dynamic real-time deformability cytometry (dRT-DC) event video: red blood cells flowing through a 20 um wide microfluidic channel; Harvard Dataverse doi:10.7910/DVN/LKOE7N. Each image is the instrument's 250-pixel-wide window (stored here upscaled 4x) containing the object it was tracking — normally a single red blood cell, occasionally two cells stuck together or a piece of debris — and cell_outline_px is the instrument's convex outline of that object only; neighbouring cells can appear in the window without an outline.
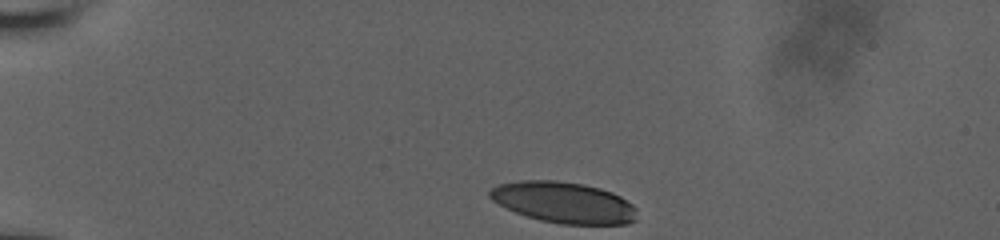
{"species": "human", "species_latin": "Homo sapiens", "temperature_condition": "room temperature", "stored_images_in_passage": 34, "camera_frame_rate_fps": 3000, "um_per_image_px": 0.085, "donor": {"sex": "male"}, "frame": {"image": 1, "passage_image": 1, "time_ms": 0.0, "image_size_px": [1000, 240], "cell_outline_px": [[636, 220], [628, 224], [560, 224], [540, 220], [516, 212], [492, 200], [488, 196], [488, 192], [492, 188], [500, 184], [520, 180], [556, 180], [584, 184], [600, 188], [612, 192], [620, 196], [632, 204], [636, 208]], "centroid_in_image_um": [47.94, 17.2], "position_along_channel_um": 37.1, "area_um2": 35.2}}
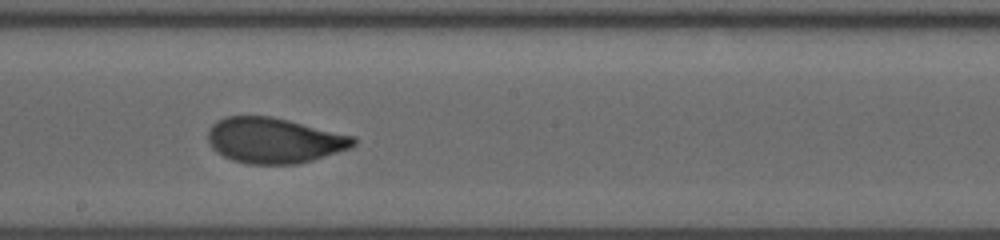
{"frame": {"image": 2, "passage_image": 20, "time_ms": 6.667, "image_size_px": [1000, 240], "cell_outline_px": [[356, 144], [348, 148], [312, 160], [296, 164], [248, 164], [232, 160], [216, 152], [212, 148], [208, 140], [208, 128], [216, 120], [224, 116], [272, 116], [352, 136], [356, 140]], "centroid_in_image_um": [23.23, 11.93], "position_along_channel_um": 225.0, "area_um2": 38.32}}
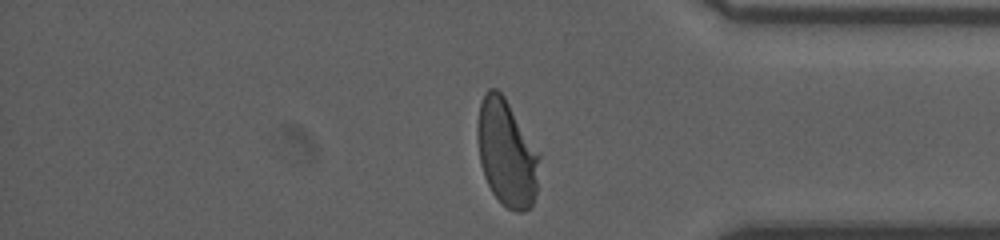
{"frame": {"image": 3, "passage_image": 34, "time_ms": 11.333, "image_size_px": [1000, 240], "cell_outline_px": [[540, 156], [536, 192], [532, 208], [520, 212], [516, 212], [508, 208], [492, 192], [484, 176], [480, 164], [476, 136], [476, 124], [480, 104], [484, 92], [488, 88], [496, 88], [504, 96]], "centroid_in_image_um": [43.03, 13.01], "position_along_channel_um": 392.2, "area_um2": 38.38}, "authors_computed_cell_mechanics": {"area_um2": 38.5526, "velocity_mm_per_s": 3.8491, "shape_relaxation_time_tau1_ms": 4.4529, "shape_relaxation_time_tau2_ms": 0.7769, "deformation_change_tau1": 0.1974, "deformation_change_tau2": 0.0619}}